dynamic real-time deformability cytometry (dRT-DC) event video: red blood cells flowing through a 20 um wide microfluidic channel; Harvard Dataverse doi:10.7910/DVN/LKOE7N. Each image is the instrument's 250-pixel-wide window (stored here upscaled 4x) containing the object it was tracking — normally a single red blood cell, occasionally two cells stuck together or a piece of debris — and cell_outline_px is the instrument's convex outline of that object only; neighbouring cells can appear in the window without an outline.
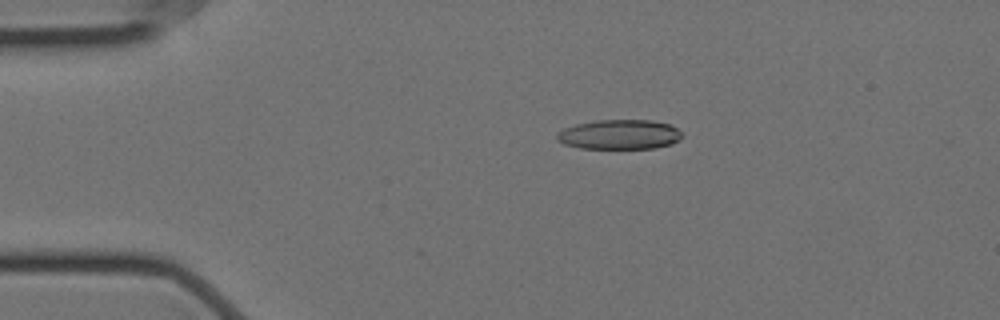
{"species": "Egyptian fruit bat (a non-hibernating species)", "species_latin": "Rousettus aegyptiacus", "temperature_condition": "cold", "stored_images_in_passage": 44, "camera_frame_rate_fps": 3000, "um_per_image_px": 0.085, "animal": {"sex": "female"}, "frame": {"image": 1, "passage_image": 8, "time_ms": 2.333, "image_size_px": [1000, 320], "cell_outline_px": [[684, 136], [680, 140], [672, 144], [652, 148], [580, 148], [564, 144], [556, 140], [556, 132], [564, 128], [576, 124], [596, 120], [652, 120], [668, 124], [676, 128]], "centroid_in_image_um": [52.64, 11.43], "position_along_channel_um": 32.4, "area_um2": 21.73}}
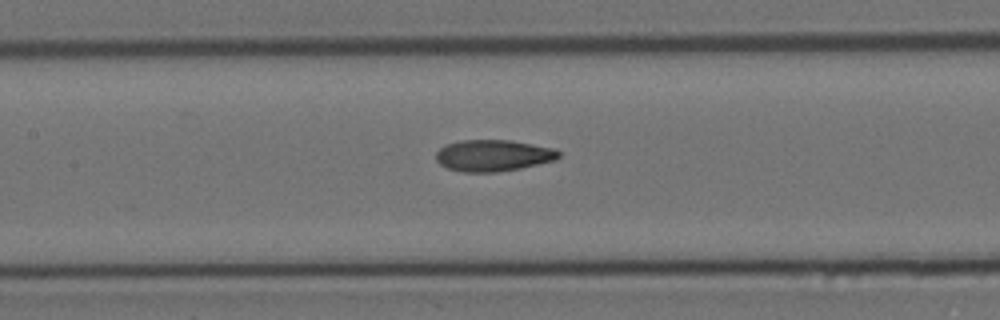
{"frame": {"image": 2, "passage_image": 23, "time_ms": 7.333, "image_size_px": [1000, 320], "cell_outline_px": [[560, 156], [556, 160], [520, 168], [496, 172], [464, 172], [448, 168], [440, 164], [436, 160], [436, 152], [444, 144], [460, 140], [512, 140], [552, 148], [560, 152]], "centroid_in_image_um": [41.9, 13.21], "position_along_channel_um": 165.5, "area_um2": 22.54}}
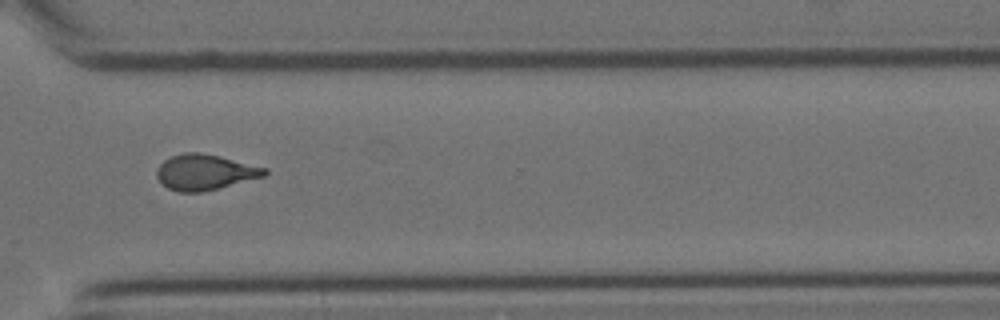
{"frame": {"image": 3, "passage_image": 39, "time_ms": 12.667, "image_size_px": [1000, 320], "cell_outline_px": [[268, 172], [264, 176], [204, 192], [180, 192], [168, 188], [156, 176], [156, 168], [164, 160], [172, 156], [184, 152], [200, 152], [220, 156], [268, 168]], "centroid_in_image_um": [17.42, 14.63], "position_along_channel_um": 353.2, "area_um2": 22.37}, "authors_computed_cell_mechanics": {"area_um2": 22.3686, "velocity_mm_per_s": 3.5286, "shape_relaxation_time_tau1_ms": null, "shape_relaxation_time_tau2_ms": 2.4476, "deformation_change_tau1": null, "deformation_change_tau2": 0.0988}}